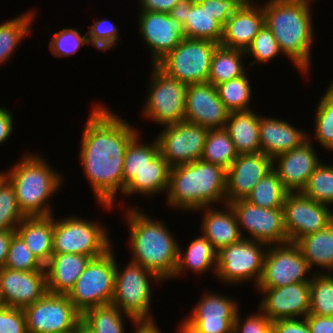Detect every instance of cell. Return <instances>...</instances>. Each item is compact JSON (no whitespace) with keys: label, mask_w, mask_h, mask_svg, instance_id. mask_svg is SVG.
<instances>
[{"label":"cell","mask_w":333,"mask_h":333,"mask_svg":"<svg viewBox=\"0 0 333 333\" xmlns=\"http://www.w3.org/2000/svg\"><path fill=\"white\" fill-rule=\"evenodd\" d=\"M151 78L142 116L162 126L185 121L187 84L167 76L156 65Z\"/></svg>","instance_id":"11"},{"label":"cell","mask_w":333,"mask_h":333,"mask_svg":"<svg viewBox=\"0 0 333 333\" xmlns=\"http://www.w3.org/2000/svg\"><path fill=\"white\" fill-rule=\"evenodd\" d=\"M53 230L54 214L50 216L25 217L15 232L45 266L53 254Z\"/></svg>","instance_id":"28"},{"label":"cell","mask_w":333,"mask_h":333,"mask_svg":"<svg viewBox=\"0 0 333 333\" xmlns=\"http://www.w3.org/2000/svg\"><path fill=\"white\" fill-rule=\"evenodd\" d=\"M267 248L265 243L248 238L222 247L216 255L215 277L221 283L234 286L252 281L256 287L262 274Z\"/></svg>","instance_id":"9"},{"label":"cell","mask_w":333,"mask_h":333,"mask_svg":"<svg viewBox=\"0 0 333 333\" xmlns=\"http://www.w3.org/2000/svg\"><path fill=\"white\" fill-rule=\"evenodd\" d=\"M332 88H333V80H332V82H330V84H329Z\"/></svg>","instance_id":"64"},{"label":"cell","mask_w":333,"mask_h":333,"mask_svg":"<svg viewBox=\"0 0 333 333\" xmlns=\"http://www.w3.org/2000/svg\"><path fill=\"white\" fill-rule=\"evenodd\" d=\"M193 1L194 0H180L168 13L169 16L184 25L188 15V7H191Z\"/></svg>","instance_id":"56"},{"label":"cell","mask_w":333,"mask_h":333,"mask_svg":"<svg viewBox=\"0 0 333 333\" xmlns=\"http://www.w3.org/2000/svg\"><path fill=\"white\" fill-rule=\"evenodd\" d=\"M138 14V31L155 65L186 38L184 25L164 12L140 11Z\"/></svg>","instance_id":"19"},{"label":"cell","mask_w":333,"mask_h":333,"mask_svg":"<svg viewBox=\"0 0 333 333\" xmlns=\"http://www.w3.org/2000/svg\"><path fill=\"white\" fill-rule=\"evenodd\" d=\"M245 53L247 58L250 56L253 59L252 62L248 63L249 67H253L255 63L260 65L267 64L279 54L283 55L273 33L265 24L254 37Z\"/></svg>","instance_id":"45"},{"label":"cell","mask_w":333,"mask_h":333,"mask_svg":"<svg viewBox=\"0 0 333 333\" xmlns=\"http://www.w3.org/2000/svg\"><path fill=\"white\" fill-rule=\"evenodd\" d=\"M89 45L87 32L82 35L76 28H63L49 42V51L54 57H69L84 45Z\"/></svg>","instance_id":"47"},{"label":"cell","mask_w":333,"mask_h":333,"mask_svg":"<svg viewBox=\"0 0 333 333\" xmlns=\"http://www.w3.org/2000/svg\"><path fill=\"white\" fill-rule=\"evenodd\" d=\"M258 312L240 318L237 311L233 333H272V321L258 308Z\"/></svg>","instance_id":"49"},{"label":"cell","mask_w":333,"mask_h":333,"mask_svg":"<svg viewBox=\"0 0 333 333\" xmlns=\"http://www.w3.org/2000/svg\"><path fill=\"white\" fill-rule=\"evenodd\" d=\"M141 11L169 13L180 0H139Z\"/></svg>","instance_id":"55"},{"label":"cell","mask_w":333,"mask_h":333,"mask_svg":"<svg viewBox=\"0 0 333 333\" xmlns=\"http://www.w3.org/2000/svg\"><path fill=\"white\" fill-rule=\"evenodd\" d=\"M288 191L272 169L254 187L245 200L263 208H283Z\"/></svg>","instance_id":"39"},{"label":"cell","mask_w":333,"mask_h":333,"mask_svg":"<svg viewBox=\"0 0 333 333\" xmlns=\"http://www.w3.org/2000/svg\"><path fill=\"white\" fill-rule=\"evenodd\" d=\"M284 225L288 242L326 228L333 222L329 205L318 203L302 192H288L283 203Z\"/></svg>","instance_id":"16"},{"label":"cell","mask_w":333,"mask_h":333,"mask_svg":"<svg viewBox=\"0 0 333 333\" xmlns=\"http://www.w3.org/2000/svg\"><path fill=\"white\" fill-rule=\"evenodd\" d=\"M311 4L312 0H269L262 3L264 24L273 33L283 55L305 76L311 70L312 47L316 39Z\"/></svg>","instance_id":"2"},{"label":"cell","mask_w":333,"mask_h":333,"mask_svg":"<svg viewBox=\"0 0 333 333\" xmlns=\"http://www.w3.org/2000/svg\"><path fill=\"white\" fill-rule=\"evenodd\" d=\"M223 26L243 4L242 0H196Z\"/></svg>","instance_id":"51"},{"label":"cell","mask_w":333,"mask_h":333,"mask_svg":"<svg viewBox=\"0 0 333 333\" xmlns=\"http://www.w3.org/2000/svg\"><path fill=\"white\" fill-rule=\"evenodd\" d=\"M138 133L128 144L124 154L123 165V192L126 185L159 153L156 140L145 143ZM140 138V139H139Z\"/></svg>","instance_id":"38"},{"label":"cell","mask_w":333,"mask_h":333,"mask_svg":"<svg viewBox=\"0 0 333 333\" xmlns=\"http://www.w3.org/2000/svg\"><path fill=\"white\" fill-rule=\"evenodd\" d=\"M311 139L308 135V139L299 147L272 159V168L288 192H302L309 177L322 162Z\"/></svg>","instance_id":"20"},{"label":"cell","mask_w":333,"mask_h":333,"mask_svg":"<svg viewBox=\"0 0 333 333\" xmlns=\"http://www.w3.org/2000/svg\"><path fill=\"white\" fill-rule=\"evenodd\" d=\"M234 210L243 238L276 245L288 242L283 208H263L245 199L228 203ZM245 230L249 237L245 235Z\"/></svg>","instance_id":"14"},{"label":"cell","mask_w":333,"mask_h":333,"mask_svg":"<svg viewBox=\"0 0 333 333\" xmlns=\"http://www.w3.org/2000/svg\"><path fill=\"white\" fill-rule=\"evenodd\" d=\"M272 169V158L262 152L238 155L227 169L226 204L246 199L255 185Z\"/></svg>","instance_id":"23"},{"label":"cell","mask_w":333,"mask_h":333,"mask_svg":"<svg viewBox=\"0 0 333 333\" xmlns=\"http://www.w3.org/2000/svg\"><path fill=\"white\" fill-rule=\"evenodd\" d=\"M25 217L18 206L12 183L5 178L0 184V230L15 231Z\"/></svg>","instance_id":"44"},{"label":"cell","mask_w":333,"mask_h":333,"mask_svg":"<svg viewBox=\"0 0 333 333\" xmlns=\"http://www.w3.org/2000/svg\"><path fill=\"white\" fill-rule=\"evenodd\" d=\"M156 138L159 152L170 167L201 159L209 129L199 124L182 121L162 126Z\"/></svg>","instance_id":"15"},{"label":"cell","mask_w":333,"mask_h":333,"mask_svg":"<svg viewBox=\"0 0 333 333\" xmlns=\"http://www.w3.org/2000/svg\"><path fill=\"white\" fill-rule=\"evenodd\" d=\"M218 45L214 41L184 38L155 65L187 85L208 82L212 55Z\"/></svg>","instance_id":"10"},{"label":"cell","mask_w":333,"mask_h":333,"mask_svg":"<svg viewBox=\"0 0 333 333\" xmlns=\"http://www.w3.org/2000/svg\"><path fill=\"white\" fill-rule=\"evenodd\" d=\"M237 156L234 143L224 128L209 129L201 156L203 161L227 170Z\"/></svg>","instance_id":"37"},{"label":"cell","mask_w":333,"mask_h":333,"mask_svg":"<svg viewBox=\"0 0 333 333\" xmlns=\"http://www.w3.org/2000/svg\"><path fill=\"white\" fill-rule=\"evenodd\" d=\"M178 327V333H198L192 327L188 326L183 320L180 321V325Z\"/></svg>","instance_id":"60"},{"label":"cell","mask_w":333,"mask_h":333,"mask_svg":"<svg viewBox=\"0 0 333 333\" xmlns=\"http://www.w3.org/2000/svg\"><path fill=\"white\" fill-rule=\"evenodd\" d=\"M117 262L116 259L114 295L111 304L136 321L154 320L153 313H150L152 288L154 283L159 285L163 281L141 264L130 260L122 270Z\"/></svg>","instance_id":"6"},{"label":"cell","mask_w":333,"mask_h":333,"mask_svg":"<svg viewBox=\"0 0 333 333\" xmlns=\"http://www.w3.org/2000/svg\"><path fill=\"white\" fill-rule=\"evenodd\" d=\"M248 73L216 85L221 102L230 111L251 110L250 103L253 97L252 86L247 77Z\"/></svg>","instance_id":"40"},{"label":"cell","mask_w":333,"mask_h":333,"mask_svg":"<svg viewBox=\"0 0 333 333\" xmlns=\"http://www.w3.org/2000/svg\"><path fill=\"white\" fill-rule=\"evenodd\" d=\"M135 330L131 333H162L154 320H141L134 322Z\"/></svg>","instance_id":"58"},{"label":"cell","mask_w":333,"mask_h":333,"mask_svg":"<svg viewBox=\"0 0 333 333\" xmlns=\"http://www.w3.org/2000/svg\"><path fill=\"white\" fill-rule=\"evenodd\" d=\"M4 267L21 271L45 270V266L16 232L12 235Z\"/></svg>","instance_id":"46"},{"label":"cell","mask_w":333,"mask_h":333,"mask_svg":"<svg viewBox=\"0 0 333 333\" xmlns=\"http://www.w3.org/2000/svg\"><path fill=\"white\" fill-rule=\"evenodd\" d=\"M305 319L311 333H333V316L308 314Z\"/></svg>","instance_id":"53"},{"label":"cell","mask_w":333,"mask_h":333,"mask_svg":"<svg viewBox=\"0 0 333 333\" xmlns=\"http://www.w3.org/2000/svg\"><path fill=\"white\" fill-rule=\"evenodd\" d=\"M3 306L2 299H1V294H0V307Z\"/></svg>","instance_id":"63"},{"label":"cell","mask_w":333,"mask_h":333,"mask_svg":"<svg viewBox=\"0 0 333 333\" xmlns=\"http://www.w3.org/2000/svg\"><path fill=\"white\" fill-rule=\"evenodd\" d=\"M222 207L223 210L210 206L194 211L196 213L204 210L200 233L210 241L216 251L243 238L234 210L229 204Z\"/></svg>","instance_id":"26"},{"label":"cell","mask_w":333,"mask_h":333,"mask_svg":"<svg viewBox=\"0 0 333 333\" xmlns=\"http://www.w3.org/2000/svg\"><path fill=\"white\" fill-rule=\"evenodd\" d=\"M0 333H27L23 309L4 305L0 307Z\"/></svg>","instance_id":"50"},{"label":"cell","mask_w":333,"mask_h":333,"mask_svg":"<svg viewBox=\"0 0 333 333\" xmlns=\"http://www.w3.org/2000/svg\"><path fill=\"white\" fill-rule=\"evenodd\" d=\"M320 97L315 111L314 137L321 147L333 151V88L329 85Z\"/></svg>","instance_id":"42"},{"label":"cell","mask_w":333,"mask_h":333,"mask_svg":"<svg viewBox=\"0 0 333 333\" xmlns=\"http://www.w3.org/2000/svg\"><path fill=\"white\" fill-rule=\"evenodd\" d=\"M46 271L0 269V294L4 306L25 308L47 293Z\"/></svg>","instance_id":"22"},{"label":"cell","mask_w":333,"mask_h":333,"mask_svg":"<svg viewBox=\"0 0 333 333\" xmlns=\"http://www.w3.org/2000/svg\"><path fill=\"white\" fill-rule=\"evenodd\" d=\"M7 171H0V184L5 180Z\"/></svg>","instance_id":"61"},{"label":"cell","mask_w":333,"mask_h":333,"mask_svg":"<svg viewBox=\"0 0 333 333\" xmlns=\"http://www.w3.org/2000/svg\"><path fill=\"white\" fill-rule=\"evenodd\" d=\"M310 272L308 262L296 243L270 245L265 253L262 274L256 287L277 288L310 281L314 274Z\"/></svg>","instance_id":"12"},{"label":"cell","mask_w":333,"mask_h":333,"mask_svg":"<svg viewBox=\"0 0 333 333\" xmlns=\"http://www.w3.org/2000/svg\"><path fill=\"white\" fill-rule=\"evenodd\" d=\"M227 170L202 159L170 168L166 204L194 212L226 204Z\"/></svg>","instance_id":"4"},{"label":"cell","mask_w":333,"mask_h":333,"mask_svg":"<svg viewBox=\"0 0 333 333\" xmlns=\"http://www.w3.org/2000/svg\"><path fill=\"white\" fill-rule=\"evenodd\" d=\"M244 3H255L254 0H242Z\"/></svg>","instance_id":"62"},{"label":"cell","mask_w":333,"mask_h":333,"mask_svg":"<svg viewBox=\"0 0 333 333\" xmlns=\"http://www.w3.org/2000/svg\"><path fill=\"white\" fill-rule=\"evenodd\" d=\"M280 118L260 115L259 137L261 152L272 159L299 147L308 139V132Z\"/></svg>","instance_id":"25"},{"label":"cell","mask_w":333,"mask_h":333,"mask_svg":"<svg viewBox=\"0 0 333 333\" xmlns=\"http://www.w3.org/2000/svg\"><path fill=\"white\" fill-rule=\"evenodd\" d=\"M29 153L6 170V178L12 183L18 206L26 217L53 215L48 201L59 193L64 177L43 155Z\"/></svg>","instance_id":"5"},{"label":"cell","mask_w":333,"mask_h":333,"mask_svg":"<svg viewBox=\"0 0 333 333\" xmlns=\"http://www.w3.org/2000/svg\"><path fill=\"white\" fill-rule=\"evenodd\" d=\"M115 257L112 246L103 255L91 259L67 294L81 315L90 308L111 304L115 285Z\"/></svg>","instance_id":"8"},{"label":"cell","mask_w":333,"mask_h":333,"mask_svg":"<svg viewBox=\"0 0 333 333\" xmlns=\"http://www.w3.org/2000/svg\"><path fill=\"white\" fill-rule=\"evenodd\" d=\"M35 12V9H30L0 24V65L6 64L14 56L26 35H31V25L37 14Z\"/></svg>","instance_id":"34"},{"label":"cell","mask_w":333,"mask_h":333,"mask_svg":"<svg viewBox=\"0 0 333 333\" xmlns=\"http://www.w3.org/2000/svg\"><path fill=\"white\" fill-rule=\"evenodd\" d=\"M229 114L230 111L219 98L216 86L209 82L187 86L185 121L208 129L224 128Z\"/></svg>","instance_id":"21"},{"label":"cell","mask_w":333,"mask_h":333,"mask_svg":"<svg viewBox=\"0 0 333 333\" xmlns=\"http://www.w3.org/2000/svg\"><path fill=\"white\" fill-rule=\"evenodd\" d=\"M114 112L104 104H95L81 134L78 153L96 203L108 211L114 209L116 197L123 195L124 154L140 133Z\"/></svg>","instance_id":"1"},{"label":"cell","mask_w":333,"mask_h":333,"mask_svg":"<svg viewBox=\"0 0 333 333\" xmlns=\"http://www.w3.org/2000/svg\"><path fill=\"white\" fill-rule=\"evenodd\" d=\"M302 193L318 203L333 205V165L322 161L309 177Z\"/></svg>","instance_id":"43"},{"label":"cell","mask_w":333,"mask_h":333,"mask_svg":"<svg viewBox=\"0 0 333 333\" xmlns=\"http://www.w3.org/2000/svg\"><path fill=\"white\" fill-rule=\"evenodd\" d=\"M244 50L218 45L212 55L208 82L214 86L246 73Z\"/></svg>","instance_id":"33"},{"label":"cell","mask_w":333,"mask_h":333,"mask_svg":"<svg viewBox=\"0 0 333 333\" xmlns=\"http://www.w3.org/2000/svg\"><path fill=\"white\" fill-rule=\"evenodd\" d=\"M263 297L258 308L271 320L301 319L310 310V281L283 287H255Z\"/></svg>","instance_id":"18"},{"label":"cell","mask_w":333,"mask_h":333,"mask_svg":"<svg viewBox=\"0 0 333 333\" xmlns=\"http://www.w3.org/2000/svg\"><path fill=\"white\" fill-rule=\"evenodd\" d=\"M238 304L233 298L207 290L183 321L198 333H233Z\"/></svg>","instance_id":"17"},{"label":"cell","mask_w":333,"mask_h":333,"mask_svg":"<svg viewBox=\"0 0 333 333\" xmlns=\"http://www.w3.org/2000/svg\"><path fill=\"white\" fill-rule=\"evenodd\" d=\"M138 207L130 206L124 212L127 213L130 259L163 282L172 279L178 261V240L165 223L151 218Z\"/></svg>","instance_id":"3"},{"label":"cell","mask_w":333,"mask_h":333,"mask_svg":"<svg viewBox=\"0 0 333 333\" xmlns=\"http://www.w3.org/2000/svg\"><path fill=\"white\" fill-rule=\"evenodd\" d=\"M216 255L217 251L202 234L196 236L185 250L178 245V261L172 279L186 274V271L199 275L211 270L216 275Z\"/></svg>","instance_id":"31"},{"label":"cell","mask_w":333,"mask_h":333,"mask_svg":"<svg viewBox=\"0 0 333 333\" xmlns=\"http://www.w3.org/2000/svg\"><path fill=\"white\" fill-rule=\"evenodd\" d=\"M80 216L56 219L54 215L53 253H72L92 259L103 255L112 246L108 229Z\"/></svg>","instance_id":"7"},{"label":"cell","mask_w":333,"mask_h":333,"mask_svg":"<svg viewBox=\"0 0 333 333\" xmlns=\"http://www.w3.org/2000/svg\"><path fill=\"white\" fill-rule=\"evenodd\" d=\"M118 31L116 24L109 19H96L87 31L88 43L99 51L112 50L121 41Z\"/></svg>","instance_id":"48"},{"label":"cell","mask_w":333,"mask_h":333,"mask_svg":"<svg viewBox=\"0 0 333 333\" xmlns=\"http://www.w3.org/2000/svg\"><path fill=\"white\" fill-rule=\"evenodd\" d=\"M184 31L186 38L214 41L218 44L223 37V25L196 0L188 7Z\"/></svg>","instance_id":"35"},{"label":"cell","mask_w":333,"mask_h":333,"mask_svg":"<svg viewBox=\"0 0 333 333\" xmlns=\"http://www.w3.org/2000/svg\"><path fill=\"white\" fill-rule=\"evenodd\" d=\"M91 259L80 254L53 253L45 265L48 293L67 295Z\"/></svg>","instance_id":"27"},{"label":"cell","mask_w":333,"mask_h":333,"mask_svg":"<svg viewBox=\"0 0 333 333\" xmlns=\"http://www.w3.org/2000/svg\"><path fill=\"white\" fill-rule=\"evenodd\" d=\"M263 25L262 3H244L223 26L220 45L246 51Z\"/></svg>","instance_id":"24"},{"label":"cell","mask_w":333,"mask_h":333,"mask_svg":"<svg viewBox=\"0 0 333 333\" xmlns=\"http://www.w3.org/2000/svg\"><path fill=\"white\" fill-rule=\"evenodd\" d=\"M27 333H72L81 320L67 295L46 293L23 308Z\"/></svg>","instance_id":"13"},{"label":"cell","mask_w":333,"mask_h":333,"mask_svg":"<svg viewBox=\"0 0 333 333\" xmlns=\"http://www.w3.org/2000/svg\"><path fill=\"white\" fill-rule=\"evenodd\" d=\"M170 166L160 152L126 185L124 197L133 194L154 197V194H166L169 184Z\"/></svg>","instance_id":"30"},{"label":"cell","mask_w":333,"mask_h":333,"mask_svg":"<svg viewBox=\"0 0 333 333\" xmlns=\"http://www.w3.org/2000/svg\"><path fill=\"white\" fill-rule=\"evenodd\" d=\"M10 110L6 107L0 106V145L10 139L14 131V120Z\"/></svg>","instance_id":"54"},{"label":"cell","mask_w":333,"mask_h":333,"mask_svg":"<svg viewBox=\"0 0 333 333\" xmlns=\"http://www.w3.org/2000/svg\"><path fill=\"white\" fill-rule=\"evenodd\" d=\"M309 314L333 316V274L315 271L310 280Z\"/></svg>","instance_id":"41"},{"label":"cell","mask_w":333,"mask_h":333,"mask_svg":"<svg viewBox=\"0 0 333 333\" xmlns=\"http://www.w3.org/2000/svg\"><path fill=\"white\" fill-rule=\"evenodd\" d=\"M15 231L0 230V269L5 266L9 245Z\"/></svg>","instance_id":"57"},{"label":"cell","mask_w":333,"mask_h":333,"mask_svg":"<svg viewBox=\"0 0 333 333\" xmlns=\"http://www.w3.org/2000/svg\"><path fill=\"white\" fill-rule=\"evenodd\" d=\"M259 122L260 114L252 109L230 112L224 129L233 141L238 155L261 152Z\"/></svg>","instance_id":"29"},{"label":"cell","mask_w":333,"mask_h":333,"mask_svg":"<svg viewBox=\"0 0 333 333\" xmlns=\"http://www.w3.org/2000/svg\"><path fill=\"white\" fill-rule=\"evenodd\" d=\"M272 333H311L305 318L272 321Z\"/></svg>","instance_id":"52"},{"label":"cell","mask_w":333,"mask_h":333,"mask_svg":"<svg viewBox=\"0 0 333 333\" xmlns=\"http://www.w3.org/2000/svg\"><path fill=\"white\" fill-rule=\"evenodd\" d=\"M296 244L312 271L317 266L322 269L321 273H333V222L300 238Z\"/></svg>","instance_id":"32"},{"label":"cell","mask_w":333,"mask_h":333,"mask_svg":"<svg viewBox=\"0 0 333 333\" xmlns=\"http://www.w3.org/2000/svg\"><path fill=\"white\" fill-rule=\"evenodd\" d=\"M72 333H94L88 325H86L82 320H80Z\"/></svg>","instance_id":"59"},{"label":"cell","mask_w":333,"mask_h":333,"mask_svg":"<svg viewBox=\"0 0 333 333\" xmlns=\"http://www.w3.org/2000/svg\"><path fill=\"white\" fill-rule=\"evenodd\" d=\"M125 318H127L131 324H134L136 321L132 316L123 313L113 304L90 308L81 315V320L88 325L94 333H125Z\"/></svg>","instance_id":"36"}]
</instances>
